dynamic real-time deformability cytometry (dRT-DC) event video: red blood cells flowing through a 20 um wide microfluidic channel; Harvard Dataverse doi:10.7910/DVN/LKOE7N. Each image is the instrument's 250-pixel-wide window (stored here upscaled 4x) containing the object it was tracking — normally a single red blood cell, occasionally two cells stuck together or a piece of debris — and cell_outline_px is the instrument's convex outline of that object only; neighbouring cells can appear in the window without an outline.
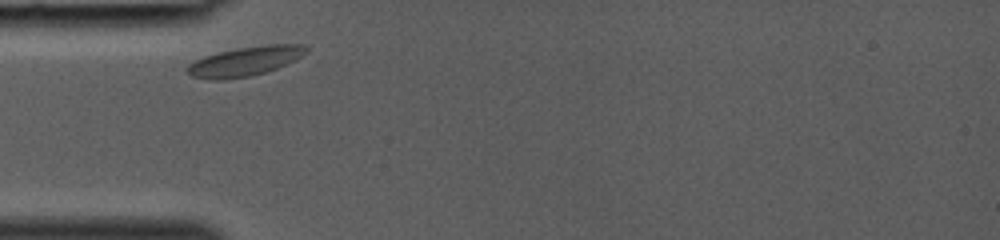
{"species": "common noctule bat (a hibernating species)", "species_latin": "Nyctalus noctula", "temperature_condition": "room temperature", "stored_images_in_passage": 18, "camera_frame_rate_fps": 3000, "um_per_image_px": 0.085, "animal": {"sex": "female", "body_mass_g": 19.0, "forearm_length_mm": 53.3}, "frame": {"image": 1, "passage_image": 1, "time_ms": 0.0, "image_size_px": [1000, 240], "cell_outline_px": [[308, 48], [296, 60], [288, 64], [264, 72], [248, 76], [224, 80], [208, 80], [192, 76], [184, 68], [188, 64], [204, 56], [220, 52], [240, 48], [268, 44], [304, 44]], "centroid_in_image_um": [20.8, 5.22], "position_along_channel_um": 64.2, "area_um2": 20.17}}
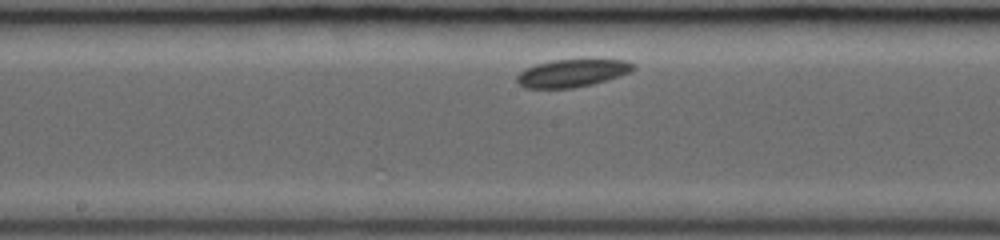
{"frame": {"image": 2, "passage_image": 10, "time_ms": 3.0, "image_size_px": [1000, 240], "cell_outline_px": [[636, 68], [632, 72], [608, 80], [592, 84], [572, 88], [528, 88], [520, 84], [516, 80], [516, 76], [524, 68], [536, 64], [552, 60], [628, 60], [636, 64]], "centroid_in_image_um": [48.67, 6.21], "position_along_channel_um": 199.5, "area_um2": 18.84}}
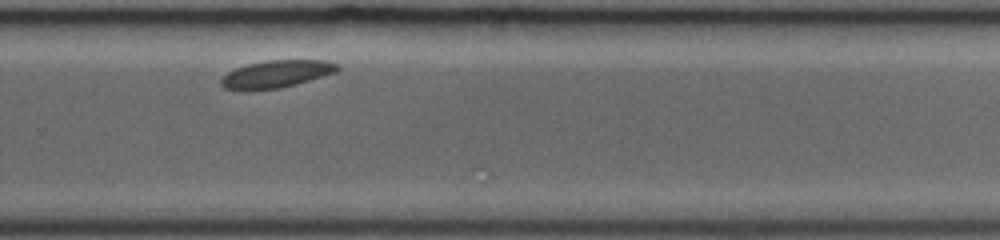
{"frame": {"image": 3, "passage_image": 17, "time_ms": 5.333, "image_size_px": [1000, 240], "cell_outline_px": [[340, 68], [336, 72], [296, 84], [280, 88], [252, 92], [244, 92], [224, 88], [220, 84], [220, 80], [228, 72], [236, 68], [248, 64], [268, 60], [328, 60], [336, 64]], "centroid_in_image_um": [23.44, 6.32], "position_along_channel_um": 306.4, "area_um2": 18.9}}